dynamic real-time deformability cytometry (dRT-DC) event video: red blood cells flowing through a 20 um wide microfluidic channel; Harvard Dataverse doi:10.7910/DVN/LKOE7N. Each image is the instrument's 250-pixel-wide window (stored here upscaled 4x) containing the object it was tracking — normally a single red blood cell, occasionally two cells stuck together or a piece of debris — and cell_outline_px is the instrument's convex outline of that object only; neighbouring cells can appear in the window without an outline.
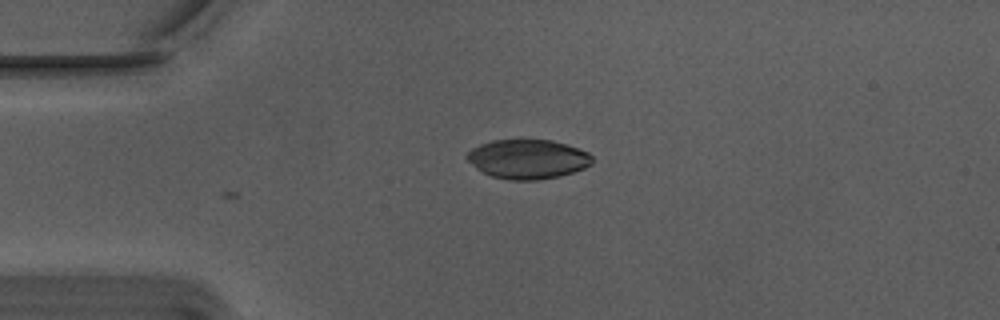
{"species": "Egyptian fruit bat (a non-hibernating species)", "species_latin": "Rousettus aegyptiacus", "temperature_condition": "warm", "stored_images_in_passage": 6, "camera_frame_rate_fps": 3000, "um_per_image_px": 0.085, "animal": {"sex": "male"}, "frame": {"image": 1, "passage_image": 6, "time_ms": 1.667, "image_size_px": [1000, 320], "cell_outline_px": [[592, 164], [584, 168], [560, 176], [536, 180], [512, 180], [492, 176], [476, 168], [464, 156], [472, 148], [480, 144], [492, 140], [552, 140], [568, 144], [588, 152], [592, 156]], "centroid_in_image_um": [44.87, 13.51], "position_along_channel_um": 40.1, "area_um2": 28.67}}